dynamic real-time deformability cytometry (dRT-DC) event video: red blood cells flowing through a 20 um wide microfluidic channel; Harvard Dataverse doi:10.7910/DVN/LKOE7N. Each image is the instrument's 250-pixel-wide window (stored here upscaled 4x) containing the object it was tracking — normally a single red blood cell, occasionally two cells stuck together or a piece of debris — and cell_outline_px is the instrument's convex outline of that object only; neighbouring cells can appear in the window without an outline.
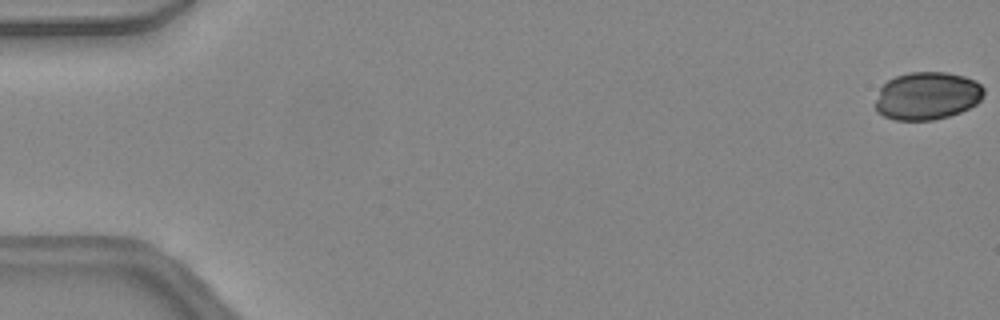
{"species": "common noctule bat (a hibernating species)", "species_latin": "Nyctalus noctula", "temperature_condition": "warm", "stored_images_in_passage": 47, "camera_frame_rate_fps": 3000, "um_per_image_px": 0.085, "animal": {"sex": "female", "body_mass_g": 24.6, "forearm_length_mm": 56.2}, "frame": {"image": 1, "passage_image": 1, "time_ms": 0.0, "image_size_px": [1000, 320], "cell_outline_px": [[984, 92], [980, 100], [976, 104], [960, 112], [948, 116], [932, 120], [896, 120], [884, 116], [876, 112], [876, 100], [880, 88], [888, 80], [896, 76], [908, 72], [944, 72], [964, 76], [976, 80], [984, 88]], "centroid_in_image_um": [78.81, 8.14], "position_along_channel_um": 6.2, "area_um2": 30.23}}
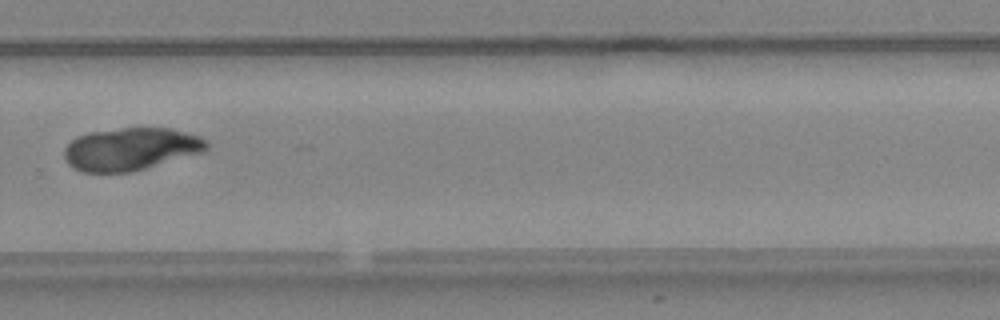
{"frame": {"image": 2, "passage_image": 33, "time_ms": 10.667, "image_size_px": [1000, 320], "cell_outline_px": [[208, 148], [200, 152], [132, 172], [80, 172], [72, 168], [64, 160], [64, 148], [76, 136], [92, 132], [120, 128], [168, 128], [200, 136], [208, 144]], "centroid_in_image_um": [11.04, 12.67], "position_along_channel_um": 318.8, "area_um2": 35.08}}
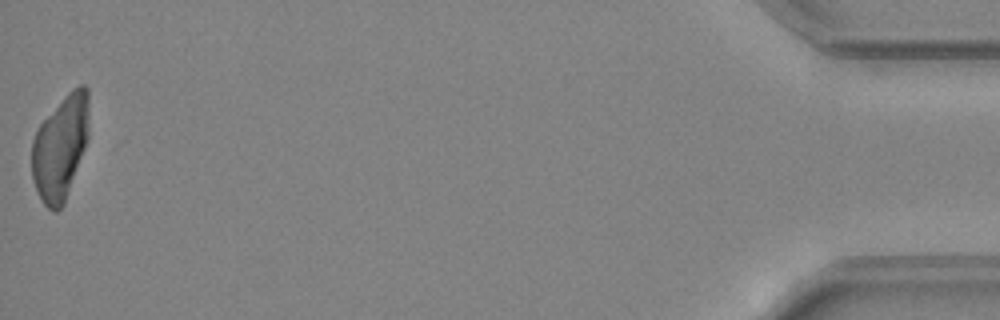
{"frame": {"image": 3, "passage_image": 47, "time_ms": 15.333, "image_size_px": [1000, 320], "cell_outline_px": [[88, 140], [64, 204], [56, 212], [52, 212], [40, 200], [32, 176], [32, 140], [40, 124], [68, 92], [72, 88], [80, 84], [84, 84], [88, 88]], "centroid_in_image_um": [5.14, 12.54], "position_along_channel_um": 430.1, "area_um2": 34.74}}